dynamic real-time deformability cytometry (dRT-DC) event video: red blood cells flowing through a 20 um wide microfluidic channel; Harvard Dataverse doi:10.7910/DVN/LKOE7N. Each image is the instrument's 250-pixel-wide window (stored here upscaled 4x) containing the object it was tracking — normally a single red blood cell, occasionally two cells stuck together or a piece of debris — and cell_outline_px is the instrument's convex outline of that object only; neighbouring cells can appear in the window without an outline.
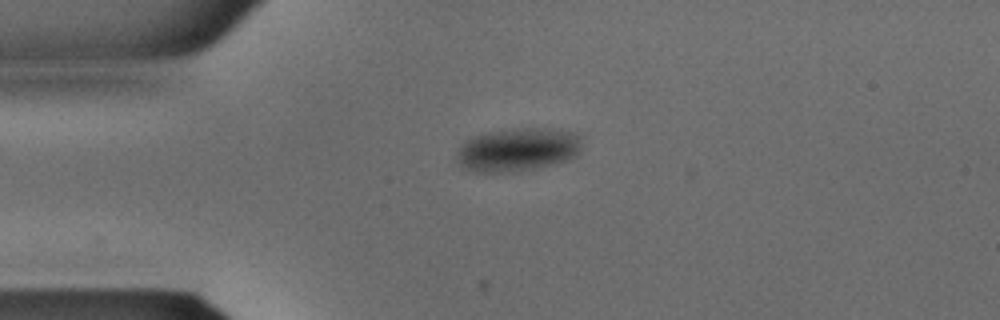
{"species": "common noctule bat (a hibernating species)", "species_latin": "Nyctalus noctula", "temperature_condition": "warm", "stored_images_in_passage": 30, "camera_frame_rate_fps": 3000, "um_per_image_px": 0.085, "animal": {"sex": "male", "body_mass_g": 15.6}, "frame": {"image": 1, "passage_image": 3, "time_ms": 0.667, "image_size_px": [1000, 320], "cell_outline_px": [[584, 136], [580, 152], [572, 160], [556, 164], [536, 168], [500, 172], [480, 172], [468, 168], [460, 164], [456, 160], [456, 152], [460, 144], [464, 140], [472, 136], [484, 132], [520, 128], [560, 128], [580, 132]], "centroid_in_image_um": [44.11, 12.68], "position_along_channel_um": 40.9, "area_um2": 32.54}}
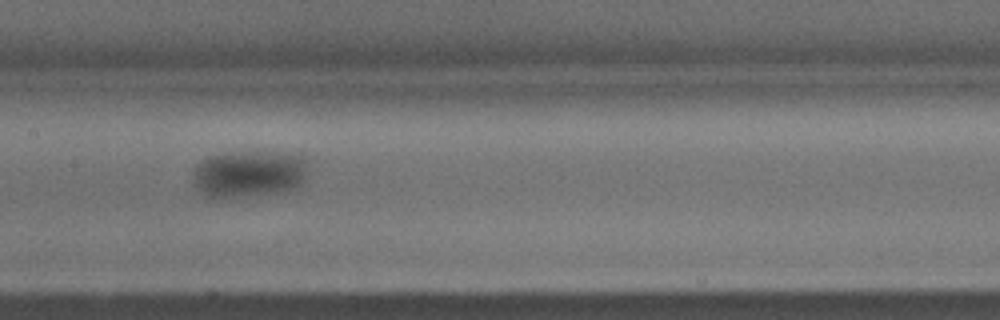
{"frame": {"image": 2, "passage_image": 12, "time_ms": 3.667, "image_size_px": [1000, 320], "cell_outline_px": [[304, 180], [296, 188], [280, 192], [224, 200], [216, 200], [204, 196], [196, 188], [196, 164], [200, 160], [208, 156], [232, 152], [264, 148], [304, 156]], "centroid_in_image_um": [21.14, 14.76], "position_along_channel_um": 186.3, "area_um2": 32.6}}
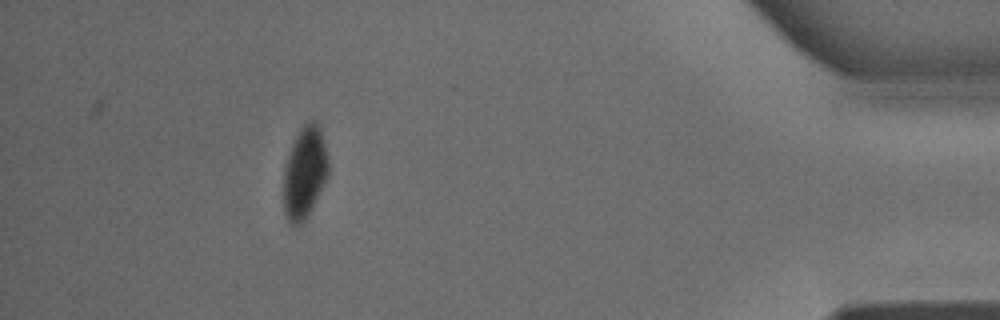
{"frame": {"image": 3, "passage_image": 27, "time_ms": 8.667, "image_size_px": [1000, 320], "cell_outline_px": [[328, 176], [312, 208], [304, 220], [300, 224], [292, 224], [288, 220], [284, 212], [284, 168], [292, 144], [300, 128], [308, 120], [316, 120], [320, 128], [328, 156]], "centroid_in_image_um": [25.91, 14.64], "position_along_channel_um": 409.3, "area_um2": 23.81}}